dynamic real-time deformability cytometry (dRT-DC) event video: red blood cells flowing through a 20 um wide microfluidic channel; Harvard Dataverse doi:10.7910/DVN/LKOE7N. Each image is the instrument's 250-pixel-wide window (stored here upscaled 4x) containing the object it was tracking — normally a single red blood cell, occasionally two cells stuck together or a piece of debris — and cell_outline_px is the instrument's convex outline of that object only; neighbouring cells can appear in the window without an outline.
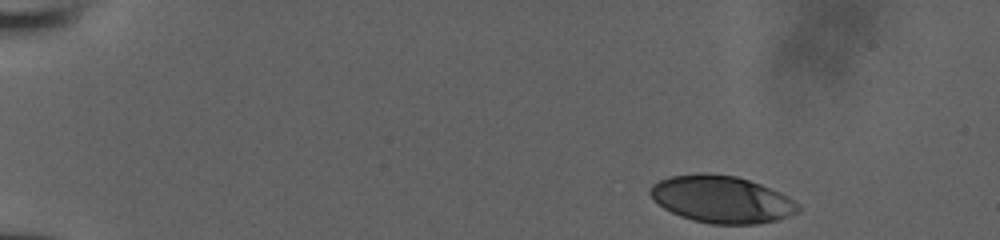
{"species": "human", "species_latin": "Homo sapiens", "temperature_condition": "room temperature", "stored_images_in_passage": 24, "camera_frame_rate_fps": 3000, "um_per_image_px": 0.085, "donor": {"sex": "male"}, "frame": {"image": 1, "passage_image": 1, "time_ms": 0.0, "image_size_px": [1000, 240], "cell_outline_px": [[800, 212], [776, 220], [760, 224], [712, 224], [692, 220], [680, 216], [664, 208], [648, 192], [652, 184], [668, 176], [696, 172], [704, 172], [736, 176], [760, 184], [780, 192], [788, 196], [800, 204]], "centroid_in_image_um": [61.36, 16.93], "position_along_channel_um": 23.6, "area_um2": 40.86}}
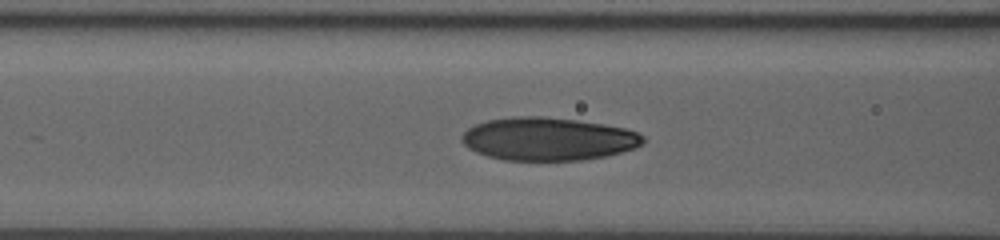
{"frame": {"image": 2, "passage_image": 17, "time_ms": 5.333, "image_size_px": [1000, 240], "cell_outline_px": [[644, 144], [636, 148], [604, 156], [580, 160], [504, 160], [488, 156], [476, 152], [468, 148], [460, 140], [460, 136], [468, 128], [476, 124], [488, 120], [516, 116], [540, 116], [576, 120], [604, 124], [624, 128], [636, 132], [644, 136]], "centroid_in_image_um": [46.58, 11.81], "position_along_channel_um": 120.0, "area_um2": 45.37}}
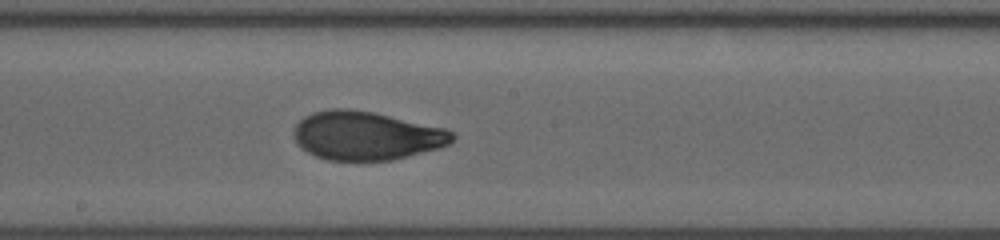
{"frame": {"image": 3, "passage_image": 24, "time_ms": 7.667, "image_size_px": [1000, 240], "cell_outline_px": [[456, 136], [448, 144], [440, 148], [392, 160], [328, 160], [316, 156], [300, 148], [296, 144], [292, 132], [296, 124], [304, 116], [312, 112], [332, 108], [348, 108], [372, 112], [444, 128], [452, 132]], "centroid_in_image_um": [31.08, 11.53], "position_along_channel_um": 217.1, "area_um2": 44.91}}